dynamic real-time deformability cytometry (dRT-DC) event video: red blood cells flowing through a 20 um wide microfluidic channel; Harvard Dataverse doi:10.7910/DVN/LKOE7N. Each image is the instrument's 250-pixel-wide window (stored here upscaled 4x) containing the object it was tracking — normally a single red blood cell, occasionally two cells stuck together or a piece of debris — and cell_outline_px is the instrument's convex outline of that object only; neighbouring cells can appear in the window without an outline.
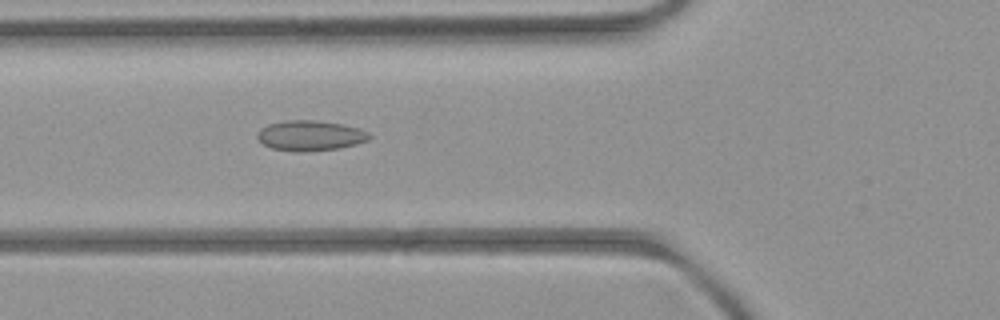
{"species": "common noctule bat (a hibernating species)", "species_latin": "Nyctalus noctula", "temperature_condition": "room temperature", "stored_images_in_passage": 3, "camera_frame_rate_fps": 3000, "um_per_image_px": 0.085, "animal": {"sex": "female", "body_mass_g": 21.9}, "frame": {"image": 1, "passage_image": 3, "time_ms": 2.333, "image_size_px": [1000, 320], "cell_outline_px": [[372, 136], [368, 140], [356, 144], [340, 148], [300, 152], [296, 152], [272, 148], [264, 144], [256, 136], [260, 128], [268, 124], [284, 120], [316, 120], [340, 124], [360, 128], [368, 132]], "centroid_in_image_um": [26.37, 11.52], "position_along_channel_um": 99.4, "area_um2": 19.77}}